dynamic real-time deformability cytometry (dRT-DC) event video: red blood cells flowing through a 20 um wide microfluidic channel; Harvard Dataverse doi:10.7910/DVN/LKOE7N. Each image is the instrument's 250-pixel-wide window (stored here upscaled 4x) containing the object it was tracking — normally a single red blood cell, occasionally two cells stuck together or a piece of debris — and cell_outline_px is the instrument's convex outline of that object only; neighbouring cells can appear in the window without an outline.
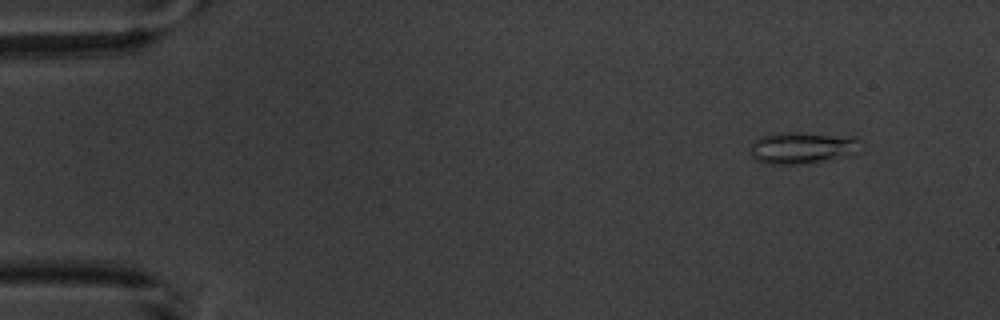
{"species": "common noctule bat (a hibernating species)", "species_latin": "Nyctalus noctula", "temperature_condition": "warm", "stored_images_in_passage": 5, "camera_frame_rate_fps": 3000, "um_per_image_px": 0.085, "animal": {"sex": "male", "body_mass_g": 20.1, "forearm_length_mm": 53.5}, "frame": {"image": 1, "passage_image": 2, "time_ms": 1.333, "image_size_px": [1000, 320], "cell_outline_px": [[860, 140], [856, 152], [852, 156], [832, 160], [804, 164], [768, 164], [756, 160], [752, 156], [748, 148], [748, 144], [760, 136], [780, 132], [800, 132], [860, 136]], "centroid_in_image_um": [68.2, 12.55], "position_along_channel_um": 16.8, "area_um2": 21.27}}
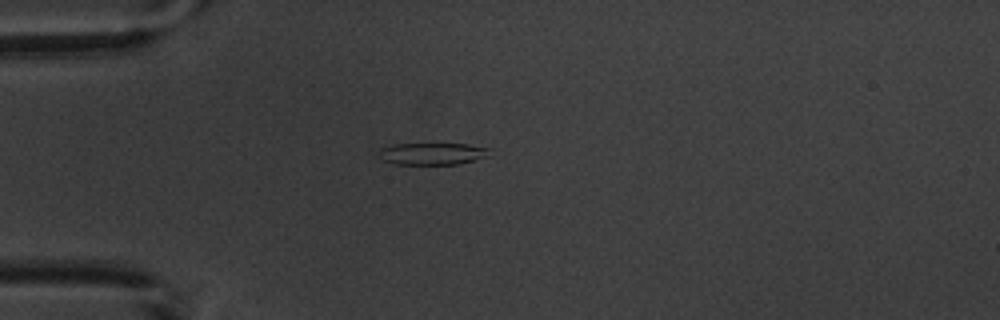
{"frame": {"image": 2, "passage_image": 5, "time_ms": 4.667, "image_size_px": [1000, 320], "cell_outline_px": [[492, 148], [484, 156], [460, 164], [396, 164], [384, 160], [376, 152], [380, 148], [396, 144], [468, 144]], "centroid_in_image_um": [36.71, 13.06], "position_along_channel_um": 48.3, "area_um2": 13.99}}